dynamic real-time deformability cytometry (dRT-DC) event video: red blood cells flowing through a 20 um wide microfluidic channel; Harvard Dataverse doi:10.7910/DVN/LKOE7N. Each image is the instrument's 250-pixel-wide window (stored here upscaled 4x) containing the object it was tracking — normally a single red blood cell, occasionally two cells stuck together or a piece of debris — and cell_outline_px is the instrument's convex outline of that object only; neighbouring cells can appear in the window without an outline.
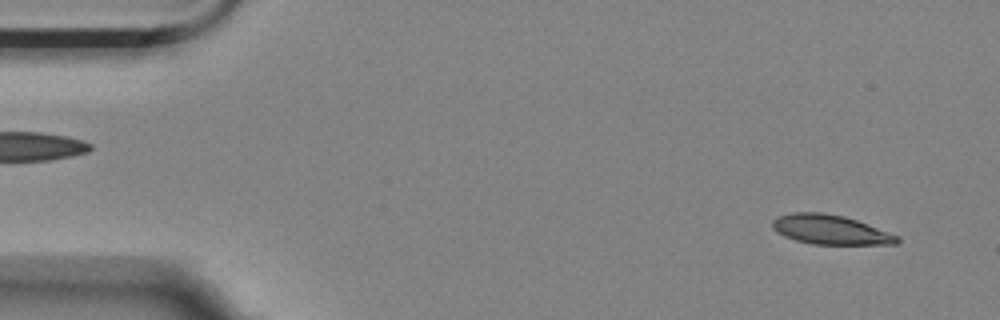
{"species": "Egyptian fruit bat (a non-hibernating species)", "species_latin": "Rousettus aegyptiacus", "temperature_condition": "room temperature", "stored_images_in_passage": 54, "camera_frame_rate_fps": 3000, "um_per_image_px": 0.085, "animal": {"sex": "female"}, "frame": {"image": 1, "passage_image": 2, "time_ms": 0.333, "image_size_px": [1000, 320], "cell_outline_px": [[900, 240], [896, 244], [812, 244], [796, 240], [784, 236], [776, 232], [772, 228], [772, 220], [780, 216], [792, 212], [824, 212], [844, 216], [868, 224], [900, 236]], "centroid_in_image_um": [70.58, 19.52], "position_along_channel_um": 14.4, "area_um2": 21.44}}
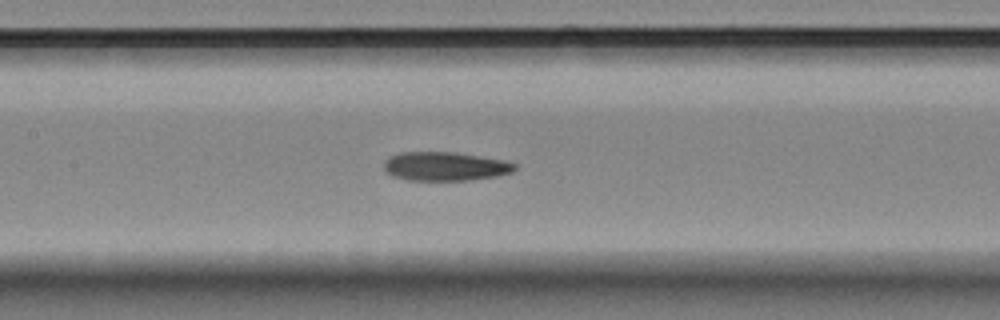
{"frame": {"image": 2, "passage_image": 24, "time_ms": 7.667, "image_size_px": [1000, 320], "cell_outline_px": [[516, 168], [512, 172], [496, 176], [468, 180], [408, 180], [392, 176], [384, 168], [384, 160], [388, 156], [400, 152], [452, 152], [504, 160], [516, 164]], "centroid_in_image_um": [37.8, 14.13], "position_along_channel_um": 169.6, "area_um2": 21.91}}
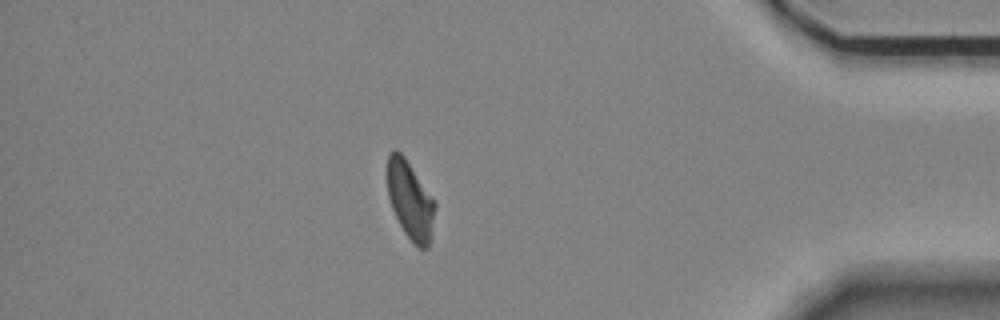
{"frame": {"image": 3, "passage_image": 47, "time_ms": 15.333, "image_size_px": [1000, 320], "cell_outline_px": [[436, 204], [432, 236], [428, 248], [420, 248], [404, 232], [392, 208], [388, 196], [388, 156], [396, 148], [404, 156]], "centroid_in_image_um": [34.88, 17.04], "position_along_channel_um": 400.3, "area_um2": 21.15}, "authors_computed_cell_mechanics": {"area_um2": 22.3397, "velocity_mm_per_s": 3.5096, "shape_relaxation_time_tau1_ms": 5.7513, "shape_relaxation_time_tau2_ms": 3.473, "deformation_change_tau1": 0.1831, "deformation_change_tau2": 0.11}}